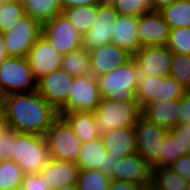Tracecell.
Returning a JSON list of instances; mask_svg holds the SVG:
<instances>
[{
    "label": "cell",
    "mask_w": 190,
    "mask_h": 190,
    "mask_svg": "<svg viewBox=\"0 0 190 190\" xmlns=\"http://www.w3.org/2000/svg\"><path fill=\"white\" fill-rule=\"evenodd\" d=\"M42 36L62 55L83 48V37L70 21L60 14L42 25Z\"/></svg>",
    "instance_id": "obj_7"
},
{
    "label": "cell",
    "mask_w": 190,
    "mask_h": 190,
    "mask_svg": "<svg viewBox=\"0 0 190 190\" xmlns=\"http://www.w3.org/2000/svg\"><path fill=\"white\" fill-rule=\"evenodd\" d=\"M187 90L174 78L166 77L159 81V96L157 101L180 100Z\"/></svg>",
    "instance_id": "obj_37"
},
{
    "label": "cell",
    "mask_w": 190,
    "mask_h": 190,
    "mask_svg": "<svg viewBox=\"0 0 190 190\" xmlns=\"http://www.w3.org/2000/svg\"><path fill=\"white\" fill-rule=\"evenodd\" d=\"M119 158L112 154H107L105 169H100L99 171L111 177L113 170L115 169L116 162Z\"/></svg>",
    "instance_id": "obj_45"
},
{
    "label": "cell",
    "mask_w": 190,
    "mask_h": 190,
    "mask_svg": "<svg viewBox=\"0 0 190 190\" xmlns=\"http://www.w3.org/2000/svg\"><path fill=\"white\" fill-rule=\"evenodd\" d=\"M180 100L157 101L141 108V116L149 123L170 130L179 125Z\"/></svg>",
    "instance_id": "obj_18"
},
{
    "label": "cell",
    "mask_w": 190,
    "mask_h": 190,
    "mask_svg": "<svg viewBox=\"0 0 190 190\" xmlns=\"http://www.w3.org/2000/svg\"><path fill=\"white\" fill-rule=\"evenodd\" d=\"M59 190H78L77 184H70L63 188H60Z\"/></svg>",
    "instance_id": "obj_51"
},
{
    "label": "cell",
    "mask_w": 190,
    "mask_h": 190,
    "mask_svg": "<svg viewBox=\"0 0 190 190\" xmlns=\"http://www.w3.org/2000/svg\"><path fill=\"white\" fill-rule=\"evenodd\" d=\"M20 190H51L39 174H25Z\"/></svg>",
    "instance_id": "obj_40"
},
{
    "label": "cell",
    "mask_w": 190,
    "mask_h": 190,
    "mask_svg": "<svg viewBox=\"0 0 190 190\" xmlns=\"http://www.w3.org/2000/svg\"><path fill=\"white\" fill-rule=\"evenodd\" d=\"M62 8L99 5L101 0H61Z\"/></svg>",
    "instance_id": "obj_44"
},
{
    "label": "cell",
    "mask_w": 190,
    "mask_h": 190,
    "mask_svg": "<svg viewBox=\"0 0 190 190\" xmlns=\"http://www.w3.org/2000/svg\"><path fill=\"white\" fill-rule=\"evenodd\" d=\"M140 186L130 181L111 180L109 190H138Z\"/></svg>",
    "instance_id": "obj_43"
},
{
    "label": "cell",
    "mask_w": 190,
    "mask_h": 190,
    "mask_svg": "<svg viewBox=\"0 0 190 190\" xmlns=\"http://www.w3.org/2000/svg\"><path fill=\"white\" fill-rule=\"evenodd\" d=\"M26 16L23 3L0 4V31H11Z\"/></svg>",
    "instance_id": "obj_32"
},
{
    "label": "cell",
    "mask_w": 190,
    "mask_h": 190,
    "mask_svg": "<svg viewBox=\"0 0 190 190\" xmlns=\"http://www.w3.org/2000/svg\"><path fill=\"white\" fill-rule=\"evenodd\" d=\"M116 0H101L102 4H113Z\"/></svg>",
    "instance_id": "obj_53"
},
{
    "label": "cell",
    "mask_w": 190,
    "mask_h": 190,
    "mask_svg": "<svg viewBox=\"0 0 190 190\" xmlns=\"http://www.w3.org/2000/svg\"><path fill=\"white\" fill-rule=\"evenodd\" d=\"M140 48L167 46L171 28L160 12L151 11L139 17Z\"/></svg>",
    "instance_id": "obj_15"
},
{
    "label": "cell",
    "mask_w": 190,
    "mask_h": 190,
    "mask_svg": "<svg viewBox=\"0 0 190 190\" xmlns=\"http://www.w3.org/2000/svg\"><path fill=\"white\" fill-rule=\"evenodd\" d=\"M167 47L176 54L190 55V28L171 29Z\"/></svg>",
    "instance_id": "obj_35"
},
{
    "label": "cell",
    "mask_w": 190,
    "mask_h": 190,
    "mask_svg": "<svg viewBox=\"0 0 190 190\" xmlns=\"http://www.w3.org/2000/svg\"><path fill=\"white\" fill-rule=\"evenodd\" d=\"M45 139L50 158L77 163L82 142L63 116H58L47 131Z\"/></svg>",
    "instance_id": "obj_5"
},
{
    "label": "cell",
    "mask_w": 190,
    "mask_h": 190,
    "mask_svg": "<svg viewBox=\"0 0 190 190\" xmlns=\"http://www.w3.org/2000/svg\"><path fill=\"white\" fill-rule=\"evenodd\" d=\"M138 25L139 17L120 15L115 25L111 43L133 56L140 49Z\"/></svg>",
    "instance_id": "obj_20"
},
{
    "label": "cell",
    "mask_w": 190,
    "mask_h": 190,
    "mask_svg": "<svg viewBox=\"0 0 190 190\" xmlns=\"http://www.w3.org/2000/svg\"><path fill=\"white\" fill-rule=\"evenodd\" d=\"M62 55L42 35L27 55L29 66L36 81L61 69Z\"/></svg>",
    "instance_id": "obj_14"
},
{
    "label": "cell",
    "mask_w": 190,
    "mask_h": 190,
    "mask_svg": "<svg viewBox=\"0 0 190 190\" xmlns=\"http://www.w3.org/2000/svg\"><path fill=\"white\" fill-rule=\"evenodd\" d=\"M179 125L190 123V91L180 99Z\"/></svg>",
    "instance_id": "obj_42"
},
{
    "label": "cell",
    "mask_w": 190,
    "mask_h": 190,
    "mask_svg": "<svg viewBox=\"0 0 190 190\" xmlns=\"http://www.w3.org/2000/svg\"><path fill=\"white\" fill-rule=\"evenodd\" d=\"M3 34L9 56L26 58L31 47L42 35V25L26 15L11 31Z\"/></svg>",
    "instance_id": "obj_10"
},
{
    "label": "cell",
    "mask_w": 190,
    "mask_h": 190,
    "mask_svg": "<svg viewBox=\"0 0 190 190\" xmlns=\"http://www.w3.org/2000/svg\"><path fill=\"white\" fill-rule=\"evenodd\" d=\"M160 13L171 29L190 28V0H178Z\"/></svg>",
    "instance_id": "obj_28"
},
{
    "label": "cell",
    "mask_w": 190,
    "mask_h": 190,
    "mask_svg": "<svg viewBox=\"0 0 190 190\" xmlns=\"http://www.w3.org/2000/svg\"><path fill=\"white\" fill-rule=\"evenodd\" d=\"M4 34L0 31V64L9 57L5 41Z\"/></svg>",
    "instance_id": "obj_48"
},
{
    "label": "cell",
    "mask_w": 190,
    "mask_h": 190,
    "mask_svg": "<svg viewBox=\"0 0 190 190\" xmlns=\"http://www.w3.org/2000/svg\"><path fill=\"white\" fill-rule=\"evenodd\" d=\"M74 77L63 69H58L37 81V92L59 112L66 104Z\"/></svg>",
    "instance_id": "obj_12"
},
{
    "label": "cell",
    "mask_w": 190,
    "mask_h": 190,
    "mask_svg": "<svg viewBox=\"0 0 190 190\" xmlns=\"http://www.w3.org/2000/svg\"><path fill=\"white\" fill-rule=\"evenodd\" d=\"M62 9V14L82 35L88 33L96 22L97 5Z\"/></svg>",
    "instance_id": "obj_25"
},
{
    "label": "cell",
    "mask_w": 190,
    "mask_h": 190,
    "mask_svg": "<svg viewBox=\"0 0 190 190\" xmlns=\"http://www.w3.org/2000/svg\"><path fill=\"white\" fill-rule=\"evenodd\" d=\"M111 178L99 170H80L78 190H109Z\"/></svg>",
    "instance_id": "obj_30"
},
{
    "label": "cell",
    "mask_w": 190,
    "mask_h": 190,
    "mask_svg": "<svg viewBox=\"0 0 190 190\" xmlns=\"http://www.w3.org/2000/svg\"><path fill=\"white\" fill-rule=\"evenodd\" d=\"M152 183L155 190H187L190 182L171 168H152Z\"/></svg>",
    "instance_id": "obj_27"
},
{
    "label": "cell",
    "mask_w": 190,
    "mask_h": 190,
    "mask_svg": "<svg viewBox=\"0 0 190 190\" xmlns=\"http://www.w3.org/2000/svg\"><path fill=\"white\" fill-rule=\"evenodd\" d=\"M172 130L178 135L179 154H190V123L178 125Z\"/></svg>",
    "instance_id": "obj_39"
},
{
    "label": "cell",
    "mask_w": 190,
    "mask_h": 190,
    "mask_svg": "<svg viewBox=\"0 0 190 190\" xmlns=\"http://www.w3.org/2000/svg\"><path fill=\"white\" fill-rule=\"evenodd\" d=\"M170 77L190 91V55L173 53Z\"/></svg>",
    "instance_id": "obj_34"
},
{
    "label": "cell",
    "mask_w": 190,
    "mask_h": 190,
    "mask_svg": "<svg viewBox=\"0 0 190 190\" xmlns=\"http://www.w3.org/2000/svg\"><path fill=\"white\" fill-rule=\"evenodd\" d=\"M112 5L120 15L140 17L152 11V0H116Z\"/></svg>",
    "instance_id": "obj_36"
},
{
    "label": "cell",
    "mask_w": 190,
    "mask_h": 190,
    "mask_svg": "<svg viewBox=\"0 0 190 190\" xmlns=\"http://www.w3.org/2000/svg\"><path fill=\"white\" fill-rule=\"evenodd\" d=\"M80 168L76 163L50 158L39 173L51 190H59L70 184H77Z\"/></svg>",
    "instance_id": "obj_19"
},
{
    "label": "cell",
    "mask_w": 190,
    "mask_h": 190,
    "mask_svg": "<svg viewBox=\"0 0 190 190\" xmlns=\"http://www.w3.org/2000/svg\"><path fill=\"white\" fill-rule=\"evenodd\" d=\"M173 52L167 46L140 48L134 55L143 76L170 77Z\"/></svg>",
    "instance_id": "obj_13"
},
{
    "label": "cell",
    "mask_w": 190,
    "mask_h": 190,
    "mask_svg": "<svg viewBox=\"0 0 190 190\" xmlns=\"http://www.w3.org/2000/svg\"><path fill=\"white\" fill-rule=\"evenodd\" d=\"M0 88L5 96L37 91L27 58L9 56L0 64Z\"/></svg>",
    "instance_id": "obj_6"
},
{
    "label": "cell",
    "mask_w": 190,
    "mask_h": 190,
    "mask_svg": "<svg viewBox=\"0 0 190 190\" xmlns=\"http://www.w3.org/2000/svg\"><path fill=\"white\" fill-rule=\"evenodd\" d=\"M179 157L178 135L170 129L162 144L161 157L152 168H170Z\"/></svg>",
    "instance_id": "obj_33"
},
{
    "label": "cell",
    "mask_w": 190,
    "mask_h": 190,
    "mask_svg": "<svg viewBox=\"0 0 190 190\" xmlns=\"http://www.w3.org/2000/svg\"><path fill=\"white\" fill-rule=\"evenodd\" d=\"M61 69L73 77L92 75L89 52L81 48L64 55L62 57Z\"/></svg>",
    "instance_id": "obj_26"
},
{
    "label": "cell",
    "mask_w": 190,
    "mask_h": 190,
    "mask_svg": "<svg viewBox=\"0 0 190 190\" xmlns=\"http://www.w3.org/2000/svg\"><path fill=\"white\" fill-rule=\"evenodd\" d=\"M140 79L141 73L133 58L108 74L96 77L101 97L121 102H137Z\"/></svg>",
    "instance_id": "obj_2"
},
{
    "label": "cell",
    "mask_w": 190,
    "mask_h": 190,
    "mask_svg": "<svg viewBox=\"0 0 190 190\" xmlns=\"http://www.w3.org/2000/svg\"><path fill=\"white\" fill-rule=\"evenodd\" d=\"M107 150L101 139L82 144L77 165L80 170H100L105 169Z\"/></svg>",
    "instance_id": "obj_23"
},
{
    "label": "cell",
    "mask_w": 190,
    "mask_h": 190,
    "mask_svg": "<svg viewBox=\"0 0 190 190\" xmlns=\"http://www.w3.org/2000/svg\"><path fill=\"white\" fill-rule=\"evenodd\" d=\"M4 103H5V94L0 88V110L4 109Z\"/></svg>",
    "instance_id": "obj_49"
},
{
    "label": "cell",
    "mask_w": 190,
    "mask_h": 190,
    "mask_svg": "<svg viewBox=\"0 0 190 190\" xmlns=\"http://www.w3.org/2000/svg\"><path fill=\"white\" fill-rule=\"evenodd\" d=\"M99 136L114 129L134 127L141 117V107L138 102H121L102 98L95 112Z\"/></svg>",
    "instance_id": "obj_3"
},
{
    "label": "cell",
    "mask_w": 190,
    "mask_h": 190,
    "mask_svg": "<svg viewBox=\"0 0 190 190\" xmlns=\"http://www.w3.org/2000/svg\"><path fill=\"white\" fill-rule=\"evenodd\" d=\"M10 129L4 109L0 110V137Z\"/></svg>",
    "instance_id": "obj_47"
},
{
    "label": "cell",
    "mask_w": 190,
    "mask_h": 190,
    "mask_svg": "<svg viewBox=\"0 0 190 190\" xmlns=\"http://www.w3.org/2000/svg\"><path fill=\"white\" fill-rule=\"evenodd\" d=\"M13 157L24 174H39L50 160L45 136L21 134L16 136Z\"/></svg>",
    "instance_id": "obj_4"
},
{
    "label": "cell",
    "mask_w": 190,
    "mask_h": 190,
    "mask_svg": "<svg viewBox=\"0 0 190 190\" xmlns=\"http://www.w3.org/2000/svg\"><path fill=\"white\" fill-rule=\"evenodd\" d=\"M89 56L92 75L95 78L108 74L133 58L126 50L112 43L90 51Z\"/></svg>",
    "instance_id": "obj_16"
},
{
    "label": "cell",
    "mask_w": 190,
    "mask_h": 190,
    "mask_svg": "<svg viewBox=\"0 0 190 190\" xmlns=\"http://www.w3.org/2000/svg\"><path fill=\"white\" fill-rule=\"evenodd\" d=\"M120 13L112 4L97 5V18L93 28L83 37V48L90 52L110 44Z\"/></svg>",
    "instance_id": "obj_11"
},
{
    "label": "cell",
    "mask_w": 190,
    "mask_h": 190,
    "mask_svg": "<svg viewBox=\"0 0 190 190\" xmlns=\"http://www.w3.org/2000/svg\"><path fill=\"white\" fill-rule=\"evenodd\" d=\"M162 79L163 78L158 76L141 75L136 91L137 102L141 108L146 104L157 102V96H159V81Z\"/></svg>",
    "instance_id": "obj_31"
},
{
    "label": "cell",
    "mask_w": 190,
    "mask_h": 190,
    "mask_svg": "<svg viewBox=\"0 0 190 190\" xmlns=\"http://www.w3.org/2000/svg\"><path fill=\"white\" fill-rule=\"evenodd\" d=\"M24 0H0V4L6 3H23Z\"/></svg>",
    "instance_id": "obj_52"
},
{
    "label": "cell",
    "mask_w": 190,
    "mask_h": 190,
    "mask_svg": "<svg viewBox=\"0 0 190 190\" xmlns=\"http://www.w3.org/2000/svg\"><path fill=\"white\" fill-rule=\"evenodd\" d=\"M110 178L145 185L152 182V167L141 156L133 154L117 160Z\"/></svg>",
    "instance_id": "obj_17"
},
{
    "label": "cell",
    "mask_w": 190,
    "mask_h": 190,
    "mask_svg": "<svg viewBox=\"0 0 190 190\" xmlns=\"http://www.w3.org/2000/svg\"><path fill=\"white\" fill-rule=\"evenodd\" d=\"M18 134L16 131L9 129L0 137V162L12 159L14 143Z\"/></svg>",
    "instance_id": "obj_38"
},
{
    "label": "cell",
    "mask_w": 190,
    "mask_h": 190,
    "mask_svg": "<svg viewBox=\"0 0 190 190\" xmlns=\"http://www.w3.org/2000/svg\"><path fill=\"white\" fill-rule=\"evenodd\" d=\"M170 168L190 182V154L179 157Z\"/></svg>",
    "instance_id": "obj_41"
},
{
    "label": "cell",
    "mask_w": 190,
    "mask_h": 190,
    "mask_svg": "<svg viewBox=\"0 0 190 190\" xmlns=\"http://www.w3.org/2000/svg\"><path fill=\"white\" fill-rule=\"evenodd\" d=\"M4 111L11 130L45 136L58 112L36 91L5 96Z\"/></svg>",
    "instance_id": "obj_1"
},
{
    "label": "cell",
    "mask_w": 190,
    "mask_h": 190,
    "mask_svg": "<svg viewBox=\"0 0 190 190\" xmlns=\"http://www.w3.org/2000/svg\"><path fill=\"white\" fill-rule=\"evenodd\" d=\"M105 148L109 154L125 158L137 154L135 128L114 129L101 136Z\"/></svg>",
    "instance_id": "obj_21"
},
{
    "label": "cell",
    "mask_w": 190,
    "mask_h": 190,
    "mask_svg": "<svg viewBox=\"0 0 190 190\" xmlns=\"http://www.w3.org/2000/svg\"><path fill=\"white\" fill-rule=\"evenodd\" d=\"M101 99L98 83L93 75L74 77L68 101L59 112H95Z\"/></svg>",
    "instance_id": "obj_9"
},
{
    "label": "cell",
    "mask_w": 190,
    "mask_h": 190,
    "mask_svg": "<svg viewBox=\"0 0 190 190\" xmlns=\"http://www.w3.org/2000/svg\"><path fill=\"white\" fill-rule=\"evenodd\" d=\"M135 128L137 154L153 167L162 154V144L169 130L149 123L142 116L138 119Z\"/></svg>",
    "instance_id": "obj_8"
},
{
    "label": "cell",
    "mask_w": 190,
    "mask_h": 190,
    "mask_svg": "<svg viewBox=\"0 0 190 190\" xmlns=\"http://www.w3.org/2000/svg\"><path fill=\"white\" fill-rule=\"evenodd\" d=\"M24 171L13 160L0 162V189L20 190Z\"/></svg>",
    "instance_id": "obj_29"
},
{
    "label": "cell",
    "mask_w": 190,
    "mask_h": 190,
    "mask_svg": "<svg viewBox=\"0 0 190 190\" xmlns=\"http://www.w3.org/2000/svg\"><path fill=\"white\" fill-rule=\"evenodd\" d=\"M138 190H153V183H148L145 185H141Z\"/></svg>",
    "instance_id": "obj_50"
},
{
    "label": "cell",
    "mask_w": 190,
    "mask_h": 190,
    "mask_svg": "<svg viewBox=\"0 0 190 190\" xmlns=\"http://www.w3.org/2000/svg\"><path fill=\"white\" fill-rule=\"evenodd\" d=\"M71 125L82 144L99 139L94 112H58Z\"/></svg>",
    "instance_id": "obj_22"
},
{
    "label": "cell",
    "mask_w": 190,
    "mask_h": 190,
    "mask_svg": "<svg viewBox=\"0 0 190 190\" xmlns=\"http://www.w3.org/2000/svg\"><path fill=\"white\" fill-rule=\"evenodd\" d=\"M26 15L36 20L40 25L62 14L61 0H24Z\"/></svg>",
    "instance_id": "obj_24"
},
{
    "label": "cell",
    "mask_w": 190,
    "mask_h": 190,
    "mask_svg": "<svg viewBox=\"0 0 190 190\" xmlns=\"http://www.w3.org/2000/svg\"><path fill=\"white\" fill-rule=\"evenodd\" d=\"M177 1L178 0H152V11L160 12Z\"/></svg>",
    "instance_id": "obj_46"
}]
</instances>
